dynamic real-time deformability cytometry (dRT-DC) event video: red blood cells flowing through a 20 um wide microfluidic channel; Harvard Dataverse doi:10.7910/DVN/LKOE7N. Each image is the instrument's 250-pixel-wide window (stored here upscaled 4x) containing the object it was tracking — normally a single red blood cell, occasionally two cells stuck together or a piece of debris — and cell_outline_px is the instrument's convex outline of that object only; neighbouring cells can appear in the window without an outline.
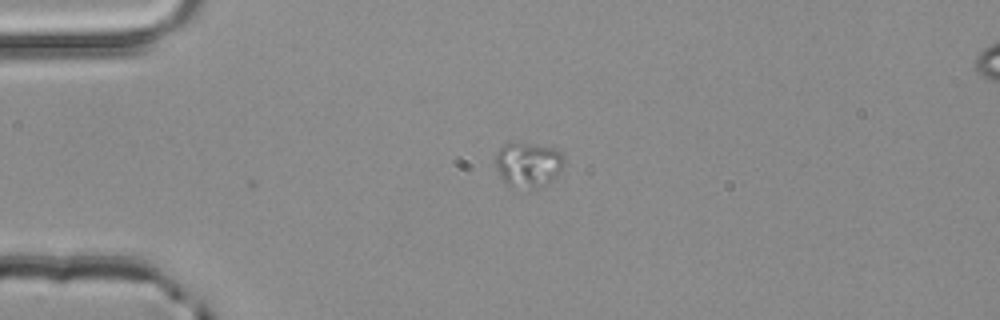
{"species": "common noctule bat (a hibernating species)", "species_latin": "Nyctalus noctula", "temperature_condition": "room temperature", "stored_images_in_passage": 3, "camera_frame_rate_fps": 3000, "um_per_image_px": 0.085, "animal": {"sex": "male", "body_mass_g": 20.4}, "frame": {"image": 1, "passage_image": 2, "time_ms": 0.333, "image_size_px": [1000, 320], "cell_outline_px": [[564, 164], [556, 176], [544, 184], [532, 188], [504, 184], [496, 168], [496, 156], [500, 148], [504, 144], [516, 140], [536, 144], [552, 148], [560, 152], [564, 156]], "centroid_in_image_um": [44.87, 13.93], "position_along_channel_um": 40.1, "area_um2": 17.92}}
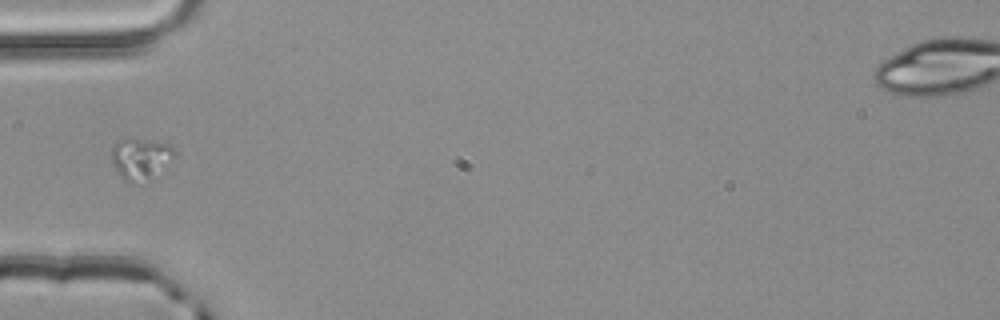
{"frame": {"image": 2, "passage_image": 3, "time_ms": 0.667, "image_size_px": [1000, 320], "cell_outline_px": [[176, 156], [148, 176], [132, 184], [124, 180], [112, 164], [112, 148], [116, 140], [148, 140], [172, 144], [176, 152]], "centroid_in_image_um": [11.92, 13.43], "position_along_channel_um": 73.1, "area_um2": 14.39}}